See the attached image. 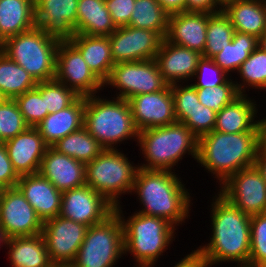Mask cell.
Returning <instances> with one entry per match:
<instances>
[{
  "mask_svg": "<svg viewBox=\"0 0 266 267\" xmlns=\"http://www.w3.org/2000/svg\"><path fill=\"white\" fill-rule=\"evenodd\" d=\"M210 207V241L196 247V251L207 267L228 262H236L237 267H249L251 217L218 192L213 196Z\"/></svg>",
  "mask_w": 266,
  "mask_h": 267,
  "instance_id": "obj_1",
  "label": "cell"
},
{
  "mask_svg": "<svg viewBox=\"0 0 266 267\" xmlns=\"http://www.w3.org/2000/svg\"><path fill=\"white\" fill-rule=\"evenodd\" d=\"M175 173L139 167L132 193H136V198L143 206L142 210L136 212L164 218L176 228L183 225L190 218L192 194L178 173Z\"/></svg>",
  "mask_w": 266,
  "mask_h": 267,
  "instance_id": "obj_2",
  "label": "cell"
},
{
  "mask_svg": "<svg viewBox=\"0 0 266 267\" xmlns=\"http://www.w3.org/2000/svg\"><path fill=\"white\" fill-rule=\"evenodd\" d=\"M259 132L212 131L198 139L197 163L211 173L220 186L229 176L254 165Z\"/></svg>",
  "mask_w": 266,
  "mask_h": 267,
  "instance_id": "obj_3",
  "label": "cell"
},
{
  "mask_svg": "<svg viewBox=\"0 0 266 267\" xmlns=\"http://www.w3.org/2000/svg\"><path fill=\"white\" fill-rule=\"evenodd\" d=\"M123 206H115L124 232V255L131 254L134 266L155 267L156 262L175 241L176 228L168 220L134 212L127 216Z\"/></svg>",
  "mask_w": 266,
  "mask_h": 267,
  "instance_id": "obj_4",
  "label": "cell"
},
{
  "mask_svg": "<svg viewBox=\"0 0 266 267\" xmlns=\"http://www.w3.org/2000/svg\"><path fill=\"white\" fill-rule=\"evenodd\" d=\"M137 145L145 161L137 164L143 169L175 172L186 154L197 161L198 138L180 122L140 131Z\"/></svg>",
  "mask_w": 266,
  "mask_h": 267,
  "instance_id": "obj_5",
  "label": "cell"
},
{
  "mask_svg": "<svg viewBox=\"0 0 266 267\" xmlns=\"http://www.w3.org/2000/svg\"><path fill=\"white\" fill-rule=\"evenodd\" d=\"M91 95L85 97L84 127L105 149H117L133 139L138 131L127 100L117 97ZM117 145V146H116Z\"/></svg>",
  "mask_w": 266,
  "mask_h": 267,
  "instance_id": "obj_6",
  "label": "cell"
},
{
  "mask_svg": "<svg viewBox=\"0 0 266 267\" xmlns=\"http://www.w3.org/2000/svg\"><path fill=\"white\" fill-rule=\"evenodd\" d=\"M59 40L37 26L6 39L0 51L20 65L36 82L55 79Z\"/></svg>",
  "mask_w": 266,
  "mask_h": 267,
  "instance_id": "obj_7",
  "label": "cell"
},
{
  "mask_svg": "<svg viewBox=\"0 0 266 267\" xmlns=\"http://www.w3.org/2000/svg\"><path fill=\"white\" fill-rule=\"evenodd\" d=\"M120 150L104 149L86 164L85 172L86 185L103 195L114 206L122 204V195H132L139 169V165L130 162Z\"/></svg>",
  "mask_w": 266,
  "mask_h": 267,
  "instance_id": "obj_8",
  "label": "cell"
},
{
  "mask_svg": "<svg viewBox=\"0 0 266 267\" xmlns=\"http://www.w3.org/2000/svg\"><path fill=\"white\" fill-rule=\"evenodd\" d=\"M123 256V224L114 211L101 223L88 227L71 267H115Z\"/></svg>",
  "mask_w": 266,
  "mask_h": 267,
  "instance_id": "obj_9",
  "label": "cell"
},
{
  "mask_svg": "<svg viewBox=\"0 0 266 267\" xmlns=\"http://www.w3.org/2000/svg\"><path fill=\"white\" fill-rule=\"evenodd\" d=\"M167 85L155 59L117 63L103 83L104 89L105 87H111L112 90L116 88L114 97L125 100L140 94L161 91Z\"/></svg>",
  "mask_w": 266,
  "mask_h": 267,
  "instance_id": "obj_10",
  "label": "cell"
},
{
  "mask_svg": "<svg viewBox=\"0 0 266 267\" xmlns=\"http://www.w3.org/2000/svg\"><path fill=\"white\" fill-rule=\"evenodd\" d=\"M218 193L248 216L266 212V181L255 165L229 176Z\"/></svg>",
  "mask_w": 266,
  "mask_h": 267,
  "instance_id": "obj_11",
  "label": "cell"
},
{
  "mask_svg": "<svg viewBox=\"0 0 266 267\" xmlns=\"http://www.w3.org/2000/svg\"><path fill=\"white\" fill-rule=\"evenodd\" d=\"M55 80L79 96H91L104 90L103 83L92 73L80 51L70 41H60L56 57Z\"/></svg>",
  "mask_w": 266,
  "mask_h": 267,
  "instance_id": "obj_12",
  "label": "cell"
},
{
  "mask_svg": "<svg viewBox=\"0 0 266 267\" xmlns=\"http://www.w3.org/2000/svg\"><path fill=\"white\" fill-rule=\"evenodd\" d=\"M88 226L60 215L43 223L42 236L52 264L71 265Z\"/></svg>",
  "mask_w": 266,
  "mask_h": 267,
  "instance_id": "obj_13",
  "label": "cell"
},
{
  "mask_svg": "<svg viewBox=\"0 0 266 267\" xmlns=\"http://www.w3.org/2000/svg\"><path fill=\"white\" fill-rule=\"evenodd\" d=\"M0 226L9 238L42 233L43 221L17 187L3 188L0 197Z\"/></svg>",
  "mask_w": 266,
  "mask_h": 267,
  "instance_id": "obj_14",
  "label": "cell"
},
{
  "mask_svg": "<svg viewBox=\"0 0 266 267\" xmlns=\"http://www.w3.org/2000/svg\"><path fill=\"white\" fill-rule=\"evenodd\" d=\"M108 37L114 64L155 59L163 41L157 32L132 26L117 27Z\"/></svg>",
  "mask_w": 266,
  "mask_h": 267,
  "instance_id": "obj_15",
  "label": "cell"
},
{
  "mask_svg": "<svg viewBox=\"0 0 266 267\" xmlns=\"http://www.w3.org/2000/svg\"><path fill=\"white\" fill-rule=\"evenodd\" d=\"M115 211L103 195L88 185L62 192L59 215L88 227L101 223Z\"/></svg>",
  "mask_w": 266,
  "mask_h": 267,
  "instance_id": "obj_16",
  "label": "cell"
},
{
  "mask_svg": "<svg viewBox=\"0 0 266 267\" xmlns=\"http://www.w3.org/2000/svg\"><path fill=\"white\" fill-rule=\"evenodd\" d=\"M127 101L138 132L177 122L171 85L161 91L133 96Z\"/></svg>",
  "mask_w": 266,
  "mask_h": 267,
  "instance_id": "obj_17",
  "label": "cell"
},
{
  "mask_svg": "<svg viewBox=\"0 0 266 267\" xmlns=\"http://www.w3.org/2000/svg\"><path fill=\"white\" fill-rule=\"evenodd\" d=\"M78 0H43L35 8L36 26L59 41L76 35Z\"/></svg>",
  "mask_w": 266,
  "mask_h": 267,
  "instance_id": "obj_18",
  "label": "cell"
},
{
  "mask_svg": "<svg viewBox=\"0 0 266 267\" xmlns=\"http://www.w3.org/2000/svg\"><path fill=\"white\" fill-rule=\"evenodd\" d=\"M202 54L163 39L155 61L163 80L172 85L191 83Z\"/></svg>",
  "mask_w": 266,
  "mask_h": 267,
  "instance_id": "obj_19",
  "label": "cell"
},
{
  "mask_svg": "<svg viewBox=\"0 0 266 267\" xmlns=\"http://www.w3.org/2000/svg\"><path fill=\"white\" fill-rule=\"evenodd\" d=\"M8 157L19 176L39 173L48 145L35 127L4 142Z\"/></svg>",
  "mask_w": 266,
  "mask_h": 267,
  "instance_id": "obj_20",
  "label": "cell"
},
{
  "mask_svg": "<svg viewBox=\"0 0 266 267\" xmlns=\"http://www.w3.org/2000/svg\"><path fill=\"white\" fill-rule=\"evenodd\" d=\"M86 164L48 146L39 173L60 192L86 185Z\"/></svg>",
  "mask_w": 266,
  "mask_h": 267,
  "instance_id": "obj_21",
  "label": "cell"
},
{
  "mask_svg": "<svg viewBox=\"0 0 266 267\" xmlns=\"http://www.w3.org/2000/svg\"><path fill=\"white\" fill-rule=\"evenodd\" d=\"M208 13L178 12L169 15L165 40L203 55Z\"/></svg>",
  "mask_w": 266,
  "mask_h": 267,
  "instance_id": "obj_22",
  "label": "cell"
},
{
  "mask_svg": "<svg viewBox=\"0 0 266 267\" xmlns=\"http://www.w3.org/2000/svg\"><path fill=\"white\" fill-rule=\"evenodd\" d=\"M16 187L43 223L59 215L62 192L40 173L20 176Z\"/></svg>",
  "mask_w": 266,
  "mask_h": 267,
  "instance_id": "obj_23",
  "label": "cell"
},
{
  "mask_svg": "<svg viewBox=\"0 0 266 267\" xmlns=\"http://www.w3.org/2000/svg\"><path fill=\"white\" fill-rule=\"evenodd\" d=\"M250 94H240L217 114L214 131L223 133L259 132L258 104Z\"/></svg>",
  "mask_w": 266,
  "mask_h": 267,
  "instance_id": "obj_24",
  "label": "cell"
},
{
  "mask_svg": "<svg viewBox=\"0 0 266 267\" xmlns=\"http://www.w3.org/2000/svg\"><path fill=\"white\" fill-rule=\"evenodd\" d=\"M85 96H79L70 106L49 113L35 128L44 142L53 146L60 139L84 126Z\"/></svg>",
  "mask_w": 266,
  "mask_h": 267,
  "instance_id": "obj_25",
  "label": "cell"
},
{
  "mask_svg": "<svg viewBox=\"0 0 266 267\" xmlns=\"http://www.w3.org/2000/svg\"><path fill=\"white\" fill-rule=\"evenodd\" d=\"M70 42L80 51L92 73L104 83L115 65L109 37L76 34Z\"/></svg>",
  "mask_w": 266,
  "mask_h": 267,
  "instance_id": "obj_26",
  "label": "cell"
},
{
  "mask_svg": "<svg viewBox=\"0 0 266 267\" xmlns=\"http://www.w3.org/2000/svg\"><path fill=\"white\" fill-rule=\"evenodd\" d=\"M223 11L236 32L259 38L266 31V6L262 1L237 0L228 4Z\"/></svg>",
  "mask_w": 266,
  "mask_h": 267,
  "instance_id": "obj_27",
  "label": "cell"
},
{
  "mask_svg": "<svg viewBox=\"0 0 266 267\" xmlns=\"http://www.w3.org/2000/svg\"><path fill=\"white\" fill-rule=\"evenodd\" d=\"M35 26L32 0H0V44Z\"/></svg>",
  "mask_w": 266,
  "mask_h": 267,
  "instance_id": "obj_28",
  "label": "cell"
},
{
  "mask_svg": "<svg viewBox=\"0 0 266 267\" xmlns=\"http://www.w3.org/2000/svg\"><path fill=\"white\" fill-rule=\"evenodd\" d=\"M7 249L11 267H49L52 264L42 234L10 238Z\"/></svg>",
  "mask_w": 266,
  "mask_h": 267,
  "instance_id": "obj_29",
  "label": "cell"
},
{
  "mask_svg": "<svg viewBox=\"0 0 266 267\" xmlns=\"http://www.w3.org/2000/svg\"><path fill=\"white\" fill-rule=\"evenodd\" d=\"M116 29L105 0H78L76 34L109 36Z\"/></svg>",
  "mask_w": 266,
  "mask_h": 267,
  "instance_id": "obj_30",
  "label": "cell"
},
{
  "mask_svg": "<svg viewBox=\"0 0 266 267\" xmlns=\"http://www.w3.org/2000/svg\"><path fill=\"white\" fill-rule=\"evenodd\" d=\"M257 47L258 38L235 31L232 42L212 59L228 76L232 77V74L238 71L241 64Z\"/></svg>",
  "mask_w": 266,
  "mask_h": 267,
  "instance_id": "obj_31",
  "label": "cell"
},
{
  "mask_svg": "<svg viewBox=\"0 0 266 267\" xmlns=\"http://www.w3.org/2000/svg\"><path fill=\"white\" fill-rule=\"evenodd\" d=\"M60 153L85 164L95 159L105 148L83 126L53 145Z\"/></svg>",
  "mask_w": 266,
  "mask_h": 267,
  "instance_id": "obj_32",
  "label": "cell"
},
{
  "mask_svg": "<svg viewBox=\"0 0 266 267\" xmlns=\"http://www.w3.org/2000/svg\"><path fill=\"white\" fill-rule=\"evenodd\" d=\"M128 26L157 32L165 39L169 13L157 0H136Z\"/></svg>",
  "mask_w": 266,
  "mask_h": 267,
  "instance_id": "obj_33",
  "label": "cell"
},
{
  "mask_svg": "<svg viewBox=\"0 0 266 267\" xmlns=\"http://www.w3.org/2000/svg\"><path fill=\"white\" fill-rule=\"evenodd\" d=\"M36 84L28 72L0 51V92L7 99L24 94Z\"/></svg>",
  "mask_w": 266,
  "mask_h": 267,
  "instance_id": "obj_34",
  "label": "cell"
},
{
  "mask_svg": "<svg viewBox=\"0 0 266 267\" xmlns=\"http://www.w3.org/2000/svg\"><path fill=\"white\" fill-rule=\"evenodd\" d=\"M237 76L241 78V82L236 77L234 79V76L233 80L239 94L246 95L249 88L266 92V52L257 47L241 64Z\"/></svg>",
  "mask_w": 266,
  "mask_h": 267,
  "instance_id": "obj_35",
  "label": "cell"
},
{
  "mask_svg": "<svg viewBox=\"0 0 266 267\" xmlns=\"http://www.w3.org/2000/svg\"><path fill=\"white\" fill-rule=\"evenodd\" d=\"M234 33L231 20L224 11L208 13L206 43L202 56L212 59L232 42Z\"/></svg>",
  "mask_w": 266,
  "mask_h": 267,
  "instance_id": "obj_36",
  "label": "cell"
},
{
  "mask_svg": "<svg viewBox=\"0 0 266 267\" xmlns=\"http://www.w3.org/2000/svg\"><path fill=\"white\" fill-rule=\"evenodd\" d=\"M36 87L44 98L45 109L48 113L58 112L70 106L79 97L74 90L55 79L37 82Z\"/></svg>",
  "mask_w": 266,
  "mask_h": 267,
  "instance_id": "obj_37",
  "label": "cell"
},
{
  "mask_svg": "<svg viewBox=\"0 0 266 267\" xmlns=\"http://www.w3.org/2000/svg\"><path fill=\"white\" fill-rule=\"evenodd\" d=\"M196 91L199 102L214 110L216 114L240 95L232 77L221 85L212 88H196Z\"/></svg>",
  "mask_w": 266,
  "mask_h": 267,
  "instance_id": "obj_38",
  "label": "cell"
},
{
  "mask_svg": "<svg viewBox=\"0 0 266 267\" xmlns=\"http://www.w3.org/2000/svg\"><path fill=\"white\" fill-rule=\"evenodd\" d=\"M29 126L14 99H5L0 104V143L24 132Z\"/></svg>",
  "mask_w": 266,
  "mask_h": 267,
  "instance_id": "obj_39",
  "label": "cell"
},
{
  "mask_svg": "<svg viewBox=\"0 0 266 267\" xmlns=\"http://www.w3.org/2000/svg\"><path fill=\"white\" fill-rule=\"evenodd\" d=\"M249 267H266V212L251 216Z\"/></svg>",
  "mask_w": 266,
  "mask_h": 267,
  "instance_id": "obj_40",
  "label": "cell"
},
{
  "mask_svg": "<svg viewBox=\"0 0 266 267\" xmlns=\"http://www.w3.org/2000/svg\"><path fill=\"white\" fill-rule=\"evenodd\" d=\"M29 127L38 125L49 113L45 109L44 98L37 87L14 98Z\"/></svg>",
  "mask_w": 266,
  "mask_h": 267,
  "instance_id": "obj_41",
  "label": "cell"
},
{
  "mask_svg": "<svg viewBox=\"0 0 266 267\" xmlns=\"http://www.w3.org/2000/svg\"><path fill=\"white\" fill-rule=\"evenodd\" d=\"M174 100V113L177 122L182 123L198 105L199 99L196 88L188 83H175L171 85Z\"/></svg>",
  "mask_w": 266,
  "mask_h": 267,
  "instance_id": "obj_42",
  "label": "cell"
},
{
  "mask_svg": "<svg viewBox=\"0 0 266 267\" xmlns=\"http://www.w3.org/2000/svg\"><path fill=\"white\" fill-rule=\"evenodd\" d=\"M229 77L230 76H228L215 64L213 59L202 56L198 62V66L193 77L194 80H191V82H194L191 84L195 88H212L223 84Z\"/></svg>",
  "mask_w": 266,
  "mask_h": 267,
  "instance_id": "obj_43",
  "label": "cell"
},
{
  "mask_svg": "<svg viewBox=\"0 0 266 267\" xmlns=\"http://www.w3.org/2000/svg\"><path fill=\"white\" fill-rule=\"evenodd\" d=\"M216 117L217 114L214 110L199 102V105L191 113H188V117L182 123L199 139L214 130Z\"/></svg>",
  "mask_w": 266,
  "mask_h": 267,
  "instance_id": "obj_44",
  "label": "cell"
},
{
  "mask_svg": "<svg viewBox=\"0 0 266 267\" xmlns=\"http://www.w3.org/2000/svg\"><path fill=\"white\" fill-rule=\"evenodd\" d=\"M136 0H105L112 21L116 27L128 26Z\"/></svg>",
  "mask_w": 266,
  "mask_h": 267,
  "instance_id": "obj_45",
  "label": "cell"
},
{
  "mask_svg": "<svg viewBox=\"0 0 266 267\" xmlns=\"http://www.w3.org/2000/svg\"><path fill=\"white\" fill-rule=\"evenodd\" d=\"M20 176L11 163L4 142L0 143V185L3 188L16 187Z\"/></svg>",
  "mask_w": 266,
  "mask_h": 267,
  "instance_id": "obj_46",
  "label": "cell"
},
{
  "mask_svg": "<svg viewBox=\"0 0 266 267\" xmlns=\"http://www.w3.org/2000/svg\"><path fill=\"white\" fill-rule=\"evenodd\" d=\"M223 9L215 0H185V12L217 13Z\"/></svg>",
  "mask_w": 266,
  "mask_h": 267,
  "instance_id": "obj_47",
  "label": "cell"
},
{
  "mask_svg": "<svg viewBox=\"0 0 266 267\" xmlns=\"http://www.w3.org/2000/svg\"><path fill=\"white\" fill-rule=\"evenodd\" d=\"M173 267H207V264L196 250H192L184 255V258L178 260Z\"/></svg>",
  "mask_w": 266,
  "mask_h": 267,
  "instance_id": "obj_48",
  "label": "cell"
},
{
  "mask_svg": "<svg viewBox=\"0 0 266 267\" xmlns=\"http://www.w3.org/2000/svg\"><path fill=\"white\" fill-rule=\"evenodd\" d=\"M169 13L185 12V0H157Z\"/></svg>",
  "mask_w": 266,
  "mask_h": 267,
  "instance_id": "obj_49",
  "label": "cell"
},
{
  "mask_svg": "<svg viewBox=\"0 0 266 267\" xmlns=\"http://www.w3.org/2000/svg\"><path fill=\"white\" fill-rule=\"evenodd\" d=\"M254 165L261 172L263 179L266 181V146L258 147Z\"/></svg>",
  "mask_w": 266,
  "mask_h": 267,
  "instance_id": "obj_50",
  "label": "cell"
},
{
  "mask_svg": "<svg viewBox=\"0 0 266 267\" xmlns=\"http://www.w3.org/2000/svg\"><path fill=\"white\" fill-rule=\"evenodd\" d=\"M259 127V146H266V117L263 119L258 118Z\"/></svg>",
  "mask_w": 266,
  "mask_h": 267,
  "instance_id": "obj_51",
  "label": "cell"
},
{
  "mask_svg": "<svg viewBox=\"0 0 266 267\" xmlns=\"http://www.w3.org/2000/svg\"><path fill=\"white\" fill-rule=\"evenodd\" d=\"M9 236L5 232V230L0 226V248L5 247L7 248Z\"/></svg>",
  "mask_w": 266,
  "mask_h": 267,
  "instance_id": "obj_52",
  "label": "cell"
},
{
  "mask_svg": "<svg viewBox=\"0 0 266 267\" xmlns=\"http://www.w3.org/2000/svg\"><path fill=\"white\" fill-rule=\"evenodd\" d=\"M258 47L266 52V31L258 38Z\"/></svg>",
  "mask_w": 266,
  "mask_h": 267,
  "instance_id": "obj_53",
  "label": "cell"
},
{
  "mask_svg": "<svg viewBox=\"0 0 266 267\" xmlns=\"http://www.w3.org/2000/svg\"><path fill=\"white\" fill-rule=\"evenodd\" d=\"M215 1L222 9H224L228 4L235 2L237 0H215Z\"/></svg>",
  "mask_w": 266,
  "mask_h": 267,
  "instance_id": "obj_54",
  "label": "cell"
},
{
  "mask_svg": "<svg viewBox=\"0 0 266 267\" xmlns=\"http://www.w3.org/2000/svg\"><path fill=\"white\" fill-rule=\"evenodd\" d=\"M49 267H71V265H65V264H51Z\"/></svg>",
  "mask_w": 266,
  "mask_h": 267,
  "instance_id": "obj_55",
  "label": "cell"
},
{
  "mask_svg": "<svg viewBox=\"0 0 266 267\" xmlns=\"http://www.w3.org/2000/svg\"><path fill=\"white\" fill-rule=\"evenodd\" d=\"M43 0H32L34 8H36Z\"/></svg>",
  "mask_w": 266,
  "mask_h": 267,
  "instance_id": "obj_56",
  "label": "cell"
},
{
  "mask_svg": "<svg viewBox=\"0 0 266 267\" xmlns=\"http://www.w3.org/2000/svg\"><path fill=\"white\" fill-rule=\"evenodd\" d=\"M6 99V97L0 92V104Z\"/></svg>",
  "mask_w": 266,
  "mask_h": 267,
  "instance_id": "obj_57",
  "label": "cell"
},
{
  "mask_svg": "<svg viewBox=\"0 0 266 267\" xmlns=\"http://www.w3.org/2000/svg\"><path fill=\"white\" fill-rule=\"evenodd\" d=\"M2 191H3V187L0 185V197H1Z\"/></svg>",
  "mask_w": 266,
  "mask_h": 267,
  "instance_id": "obj_58",
  "label": "cell"
},
{
  "mask_svg": "<svg viewBox=\"0 0 266 267\" xmlns=\"http://www.w3.org/2000/svg\"><path fill=\"white\" fill-rule=\"evenodd\" d=\"M133 267H150V266H133Z\"/></svg>",
  "mask_w": 266,
  "mask_h": 267,
  "instance_id": "obj_59",
  "label": "cell"
}]
</instances>
